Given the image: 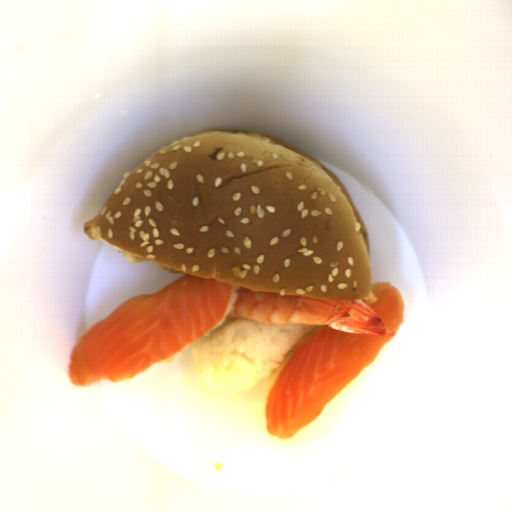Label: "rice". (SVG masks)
<instances>
[{"label":"rice","mask_w":512,"mask_h":512,"mask_svg":"<svg viewBox=\"0 0 512 512\" xmlns=\"http://www.w3.org/2000/svg\"><path fill=\"white\" fill-rule=\"evenodd\" d=\"M241 286L232 285L226 310L193 352L197 382L204 394L225 397L265 382L264 405L269 393L301 340L325 324H265L227 318Z\"/></svg>","instance_id":"rice-1"}]
</instances>
